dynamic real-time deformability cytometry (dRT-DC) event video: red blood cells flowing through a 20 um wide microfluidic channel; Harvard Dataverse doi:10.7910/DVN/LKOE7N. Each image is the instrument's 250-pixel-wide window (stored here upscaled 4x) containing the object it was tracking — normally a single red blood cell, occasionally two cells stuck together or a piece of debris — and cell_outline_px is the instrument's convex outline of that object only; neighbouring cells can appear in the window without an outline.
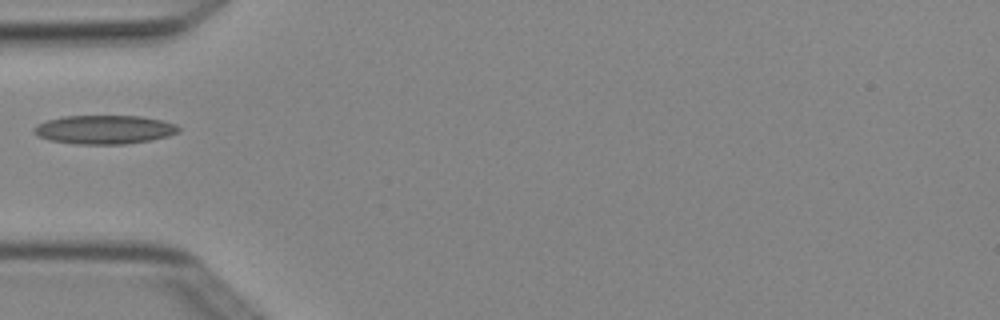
{"species": "Egyptian fruit bat (a non-hibernating species)", "species_latin": "Rousettus aegyptiacus", "temperature_condition": "cold", "stored_images_in_passage": 4, "camera_frame_rate_fps": 3000, "um_per_image_px": 0.085, "animal": {"sex": "female"}, "frame": {"image": 1, "passage_image": 4, "time_ms": 1.0, "image_size_px": [1000, 320], "cell_outline_px": [[180, 132], [168, 136], [148, 140], [124, 144], [76, 144], [48, 140], [32, 132], [32, 128], [36, 124], [48, 120], [64, 116], [140, 116], [160, 120], [176, 124], [180, 128]], "centroid_in_image_um": [8.85, 11.01], "position_along_channel_um": 76.2, "area_um2": 24.22}}